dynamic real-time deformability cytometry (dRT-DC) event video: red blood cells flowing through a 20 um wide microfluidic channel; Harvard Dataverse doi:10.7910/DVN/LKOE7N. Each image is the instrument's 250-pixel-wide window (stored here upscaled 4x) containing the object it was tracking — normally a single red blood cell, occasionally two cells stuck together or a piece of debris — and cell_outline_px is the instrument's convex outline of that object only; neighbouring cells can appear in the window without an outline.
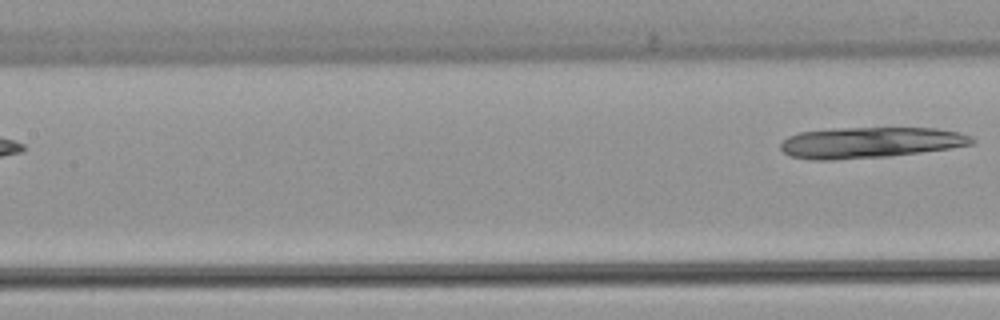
{"species": "common noctule bat (a hibernating species)", "species_latin": "Nyctalus noctula", "temperature_condition": "warm", "stored_images_in_passage": 6, "segment_of_instrument_passage": [2, 2], "camera_frame_rate_fps": 3000, "um_per_image_px": 0.085, "animal": {"sex": "female", "body_mass_g": 22.7, "forearm_length_mm": 54.2}, "frame": {"image": 1, "passage_image": 6, "time_ms": 6.333, "image_size_px": [1000, 320], "cell_outline_px": [[976, 140], [972, 144], [948, 148], [920, 152], [888, 156], [836, 160], [812, 160], [788, 156], [780, 148], [780, 144], [788, 136], [800, 132], [832, 128], [936, 128], [960, 132], [972, 136]], "centroid_in_image_um": [73.93, 12.11], "position_along_channel_um": 133.5, "area_um2": 34.56}}